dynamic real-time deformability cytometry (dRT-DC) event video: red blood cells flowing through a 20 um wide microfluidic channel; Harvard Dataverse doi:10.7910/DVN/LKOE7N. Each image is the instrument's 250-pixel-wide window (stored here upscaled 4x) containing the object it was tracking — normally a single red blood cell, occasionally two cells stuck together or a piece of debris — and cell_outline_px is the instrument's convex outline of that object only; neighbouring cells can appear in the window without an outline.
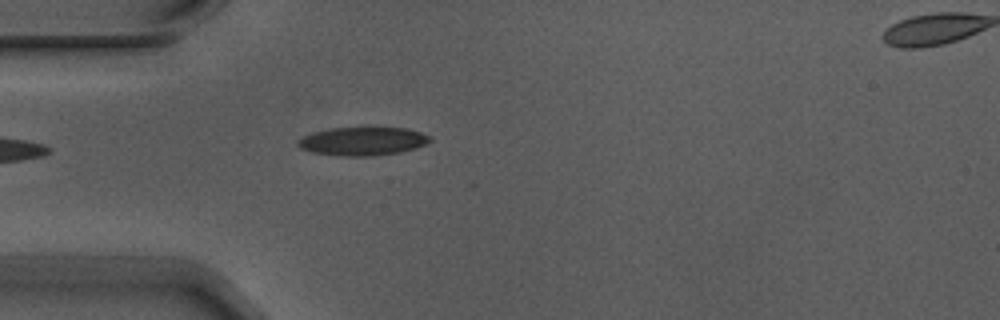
{"species": "Egyptian fruit bat (a non-hibernating species)", "species_latin": "Rousettus aegyptiacus", "temperature_condition": "warm", "stored_images_in_passage": 5, "segment_of_instrument_passage": [1, 2], "camera_frame_rate_fps": 3000, "um_per_image_px": 0.085, "animal": {"sex": "male"}, "frame": {"image": 1, "passage_image": 4, "time_ms": 1.0, "image_size_px": [1000, 320], "cell_outline_px": [[432, 140], [416, 148], [400, 152], [372, 156], [340, 156], [312, 152], [300, 148], [296, 144], [304, 136], [312, 132], [332, 128], [404, 128], [420, 132], [428, 136]], "centroid_in_image_um": [30.81, 12.01], "position_along_channel_um": 54.2, "area_um2": 21.62}}